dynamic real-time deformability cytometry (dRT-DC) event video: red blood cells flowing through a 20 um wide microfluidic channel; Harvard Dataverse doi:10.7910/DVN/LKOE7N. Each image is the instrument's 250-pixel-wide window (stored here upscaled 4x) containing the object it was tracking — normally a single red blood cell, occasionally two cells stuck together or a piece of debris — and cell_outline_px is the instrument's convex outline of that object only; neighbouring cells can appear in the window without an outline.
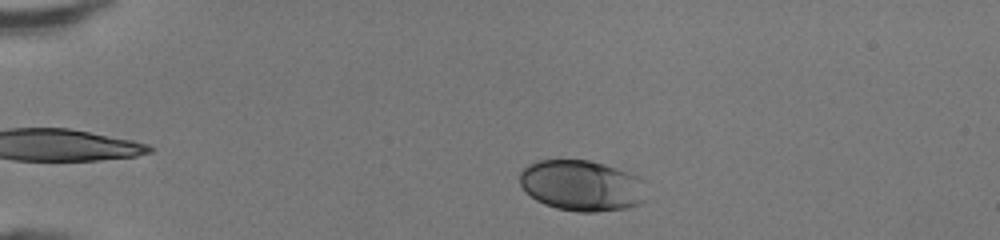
{"species": "human", "species_latin": "Homo sapiens", "temperature_condition": "room temperature", "stored_images_in_passage": 40, "camera_frame_rate_fps": 3000, "um_per_image_px": 0.085, "donor": {"sex": "female"}, "frame": {"image": 1, "passage_image": 3, "time_ms": 0.667, "image_size_px": [1000, 240], "cell_outline_px": [[640, 204], [624, 208], [596, 212], [576, 212], [556, 208], [544, 204], [536, 200], [524, 192], [520, 184], [520, 172], [528, 164], [536, 160], [588, 160], [604, 164], [616, 168], [636, 176], [640, 200]], "centroid_in_image_um": [49.27, 15.77], "position_along_channel_um": 35.7, "area_um2": 36.65}}
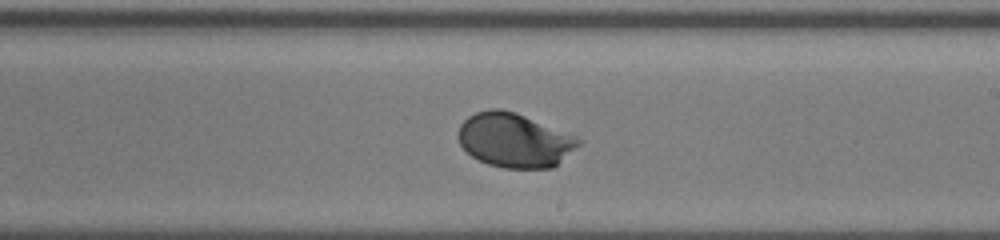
{"frame": {"image": 2, "passage_image": 22, "time_ms": 7.0, "image_size_px": [1000, 240], "cell_outline_px": [[580, 144], [552, 168], [504, 168], [488, 164], [472, 156], [460, 144], [456, 132], [460, 124], [468, 116], [476, 112], [488, 108], [500, 108], [516, 112], [576, 136], [580, 140]], "centroid_in_image_um": [43.69, 11.9], "position_along_channel_um": 245.3, "area_um2": 37.92}}
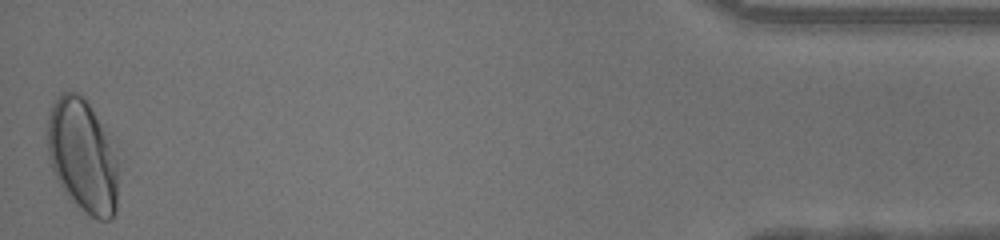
{"frame": {"image": 3, "passage_image": 40, "time_ms": 13.0, "image_size_px": [1000, 240], "cell_outline_px": [[116, 212], [108, 220], [96, 220], [80, 208], [72, 200], [60, 184], [52, 168], [48, 156], [48, 112], [52, 104], [60, 92], [80, 92], [84, 96], [116, 160]], "centroid_in_image_um": [6.96, 13.26], "position_along_channel_um": 428.2, "area_um2": 45.2}, "authors_computed_cell_mechanics": {"area_um2": 37.0787, "velocity_mm_per_s": 4.3224, "shape_relaxation_time_tau1_ms": 2.1441, "shape_relaxation_time_tau2_ms": null, "deformation_change_tau1": 0.134, "deformation_change_tau2": null}}